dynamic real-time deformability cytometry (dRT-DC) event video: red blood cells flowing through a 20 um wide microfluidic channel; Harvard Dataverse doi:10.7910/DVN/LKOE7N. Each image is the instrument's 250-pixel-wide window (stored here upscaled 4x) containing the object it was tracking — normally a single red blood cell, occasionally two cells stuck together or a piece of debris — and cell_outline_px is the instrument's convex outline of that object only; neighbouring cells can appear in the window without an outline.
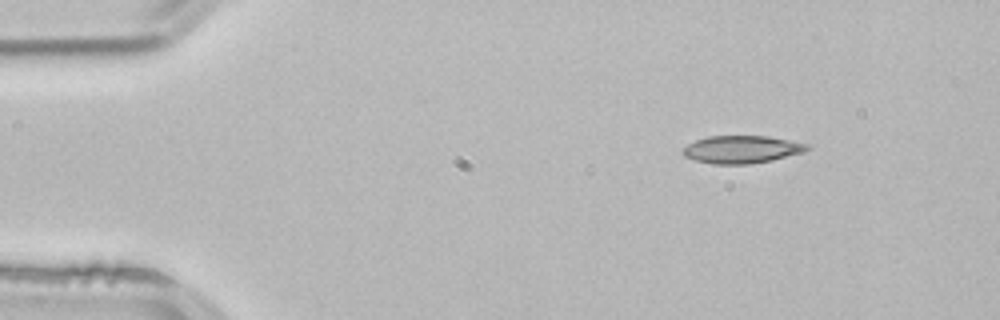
{"species": "common noctule bat (a hibernating species)", "species_latin": "Nyctalus noctula", "temperature_condition": "room temperature", "stored_images_in_passage": 3, "camera_frame_rate_fps": 3000, "um_per_image_px": 0.085, "animal": {"sex": "male", "body_mass_g": 21.5, "forearm_length_mm": 52.0}, "frame": {"image": 1, "passage_image": 3, "time_ms": 0.667, "image_size_px": [1000, 320], "cell_outline_px": [[812, 148], [804, 152], [772, 160], [748, 164], [712, 164], [696, 160], [684, 156], [680, 152], [688, 144], [696, 140], [708, 136], [768, 136], [808, 144]], "centroid_in_image_um": [63.05, 12.7], "position_along_channel_um": 22.0, "area_um2": 20.0}}